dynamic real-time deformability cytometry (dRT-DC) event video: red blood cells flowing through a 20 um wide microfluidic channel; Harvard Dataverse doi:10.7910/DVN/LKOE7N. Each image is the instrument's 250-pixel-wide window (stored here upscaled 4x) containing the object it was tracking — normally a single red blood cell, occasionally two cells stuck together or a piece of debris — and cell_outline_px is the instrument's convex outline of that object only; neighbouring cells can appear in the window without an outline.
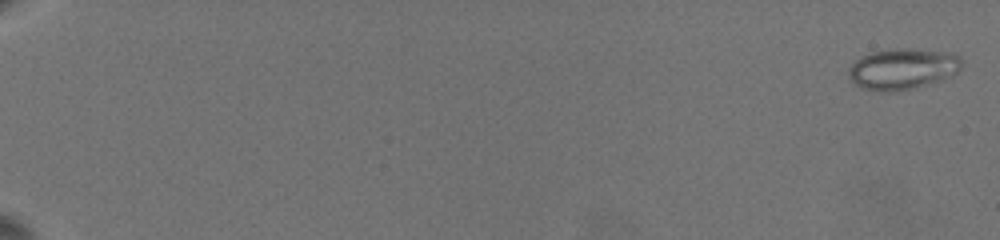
{"species": "common noctule bat (a hibernating species)", "species_latin": "Nyctalus noctula", "temperature_condition": "warm", "stored_images_in_passage": 12, "camera_frame_rate_fps": 3000, "um_per_image_px": 0.085, "animal": {"sex": "female", "body_mass_g": 19.5, "forearm_length_mm": 54.1}, "frame": {"image": 1, "passage_image": 3, "time_ms": 0.333, "image_size_px": [1000, 240], "cell_outline_px": [[960, 68], [952, 76], [940, 80], [912, 88], [892, 92], [888, 92], [864, 88], [856, 84], [848, 76], [848, 68], [860, 56], [872, 52], [896, 48], [904, 48], [944, 52], [960, 56]], "centroid_in_image_um": [76.69, 5.85], "position_along_channel_um": 8.3, "area_um2": 26.59}}